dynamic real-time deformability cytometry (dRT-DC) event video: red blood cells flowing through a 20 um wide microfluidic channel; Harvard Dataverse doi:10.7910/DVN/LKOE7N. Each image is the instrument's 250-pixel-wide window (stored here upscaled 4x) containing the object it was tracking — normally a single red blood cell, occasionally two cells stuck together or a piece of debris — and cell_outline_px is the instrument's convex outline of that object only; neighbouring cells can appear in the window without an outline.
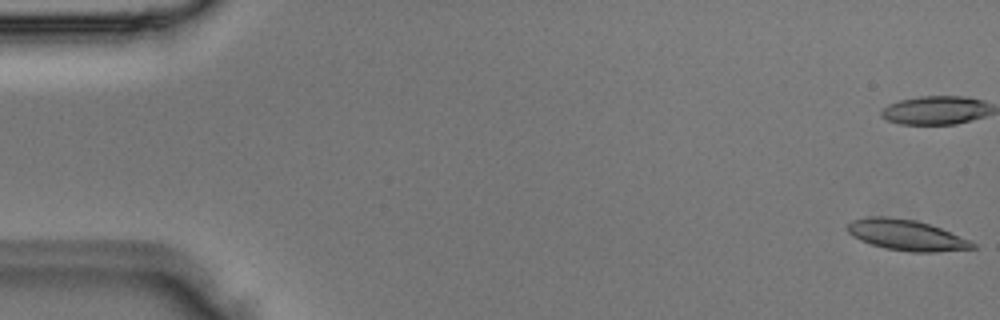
{"species": "Egyptian fruit bat (a non-hibernating species)", "species_latin": "Rousettus aegyptiacus", "temperature_condition": "room temperature", "stored_images_in_passage": 2, "camera_frame_rate_fps": 3000, "um_per_image_px": 0.085, "animal": {"sex": "male"}, "frame": {"image": 1, "passage_image": 1, "time_ms": 0.0, "image_size_px": [1000, 320], "cell_outline_px": [[976, 248], [936, 252], [912, 252], [884, 248], [860, 240], [852, 236], [848, 232], [848, 224], [852, 220], [868, 216], [888, 216], [916, 220], [940, 228], [972, 240], [976, 244]], "centroid_in_image_um": [77.06, 19.98], "position_along_channel_um": 7.9, "area_um2": 22.48}}